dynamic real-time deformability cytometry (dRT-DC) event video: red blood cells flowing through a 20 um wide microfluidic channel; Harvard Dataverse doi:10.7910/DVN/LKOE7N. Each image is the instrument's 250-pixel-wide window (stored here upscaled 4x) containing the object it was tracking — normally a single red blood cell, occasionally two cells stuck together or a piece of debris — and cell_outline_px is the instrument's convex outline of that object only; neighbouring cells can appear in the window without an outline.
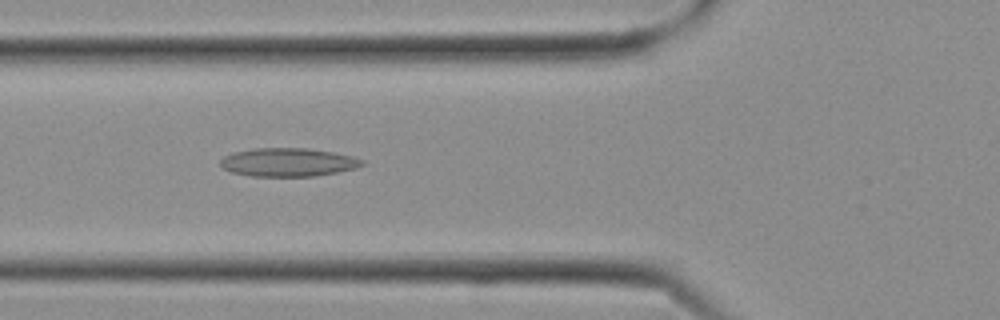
{"species": "Egyptian fruit bat (a non-hibernating species)", "species_latin": "Rousettus aegyptiacus", "temperature_condition": "cold", "stored_images_in_passage": 27, "camera_frame_rate_fps": 3000, "um_per_image_px": 0.085, "frame": {"image": 1, "passage_image": 10, "time_ms": 3.0, "image_size_px": [1000, 320], "cell_outline_px": [[364, 164], [356, 168], [316, 176], [252, 176], [232, 172], [224, 168], [220, 164], [220, 160], [224, 156], [236, 152], [256, 148], [308, 148], [332, 152], [352, 156], [364, 160]], "centroid_in_image_um": [24.51, 13.79], "position_along_channel_um": 101.3, "area_um2": 23.29}}
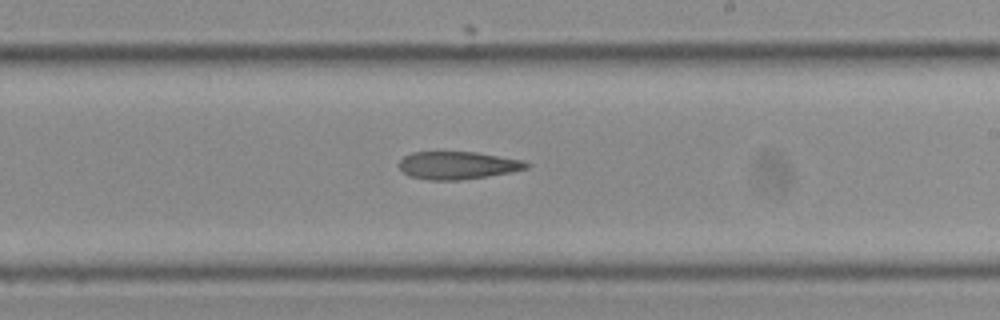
{"frame": {"image": 2, "passage_image": 16, "time_ms": 5.0, "image_size_px": [1000, 320], "cell_outline_px": [[532, 164], [528, 168], [512, 172], [488, 176], [460, 180], [428, 180], [408, 176], [396, 164], [404, 156], [412, 152], [436, 148], [476, 152], [524, 160]], "centroid_in_image_um": [38.85, 14.0], "position_along_channel_um": 250.1, "area_um2": 21.73}}
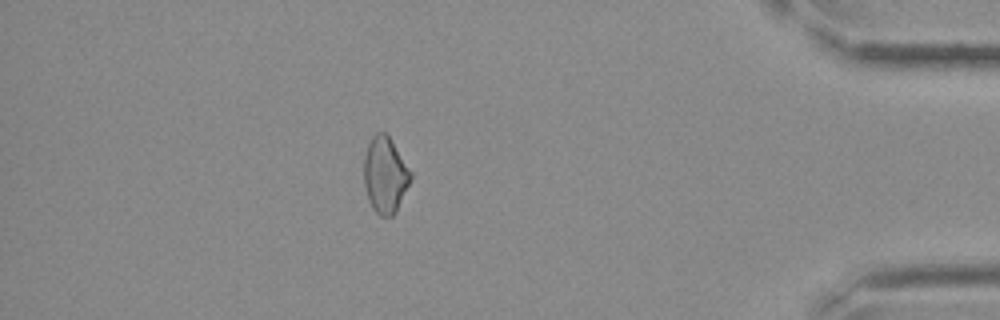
{"frame": {"image": 3, "passage_image": 24, "time_ms": 7.667, "image_size_px": [1000, 320], "cell_outline_px": [[412, 180], [396, 212], [392, 216], [380, 216], [372, 208], [368, 200], [364, 184], [364, 156], [368, 144], [372, 136], [376, 132], [384, 132], [388, 136], [412, 172]], "centroid_in_image_um": [32.74, 14.9], "position_along_channel_um": 402.5, "area_um2": 20.81}}